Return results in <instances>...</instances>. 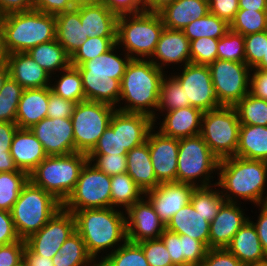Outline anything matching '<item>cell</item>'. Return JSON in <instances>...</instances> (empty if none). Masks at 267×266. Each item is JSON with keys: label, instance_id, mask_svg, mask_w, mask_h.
<instances>
[{"label": "cell", "instance_id": "603a6c76", "mask_svg": "<svg viewBox=\"0 0 267 266\" xmlns=\"http://www.w3.org/2000/svg\"><path fill=\"white\" fill-rule=\"evenodd\" d=\"M164 113L158 129L163 135L181 139L200 134L203 115L200 109L189 106Z\"/></svg>", "mask_w": 267, "mask_h": 266}, {"label": "cell", "instance_id": "d6986e66", "mask_svg": "<svg viewBox=\"0 0 267 266\" xmlns=\"http://www.w3.org/2000/svg\"><path fill=\"white\" fill-rule=\"evenodd\" d=\"M241 204L225 201L215 219L210 223L209 249H224L232 241L233 236L247 222ZM245 215V216H244Z\"/></svg>", "mask_w": 267, "mask_h": 266}, {"label": "cell", "instance_id": "ffe728a7", "mask_svg": "<svg viewBox=\"0 0 267 266\" xmlns=\"http://www.w3.org/2000/svg\"><path fill=\"white\" fill-rule=\"evenodd\" d=\"M151 60L162 71L171 64L185 66L191 63L190 41L182 30L164 28Z\"/></svg>", "mask_w": 267, "mask_h": 266}, {"label": "cell", "instance_id": "2644e50d", "mask_svg": "<svg viewBox=\"0 0 267 266\" xmlns=\"http://www.w3.org/2000/svg\"><path fill=\"white\" fill-rule=\"evenodd\" d=\"M24 266H55L52 258L41 256L40 254L33 253L26 245L23 250V262Z\"/></svg>", "mask_w": 267, "mask_h": 266}, {"label": "cell", "instance_id": "f1b7e54d", "mask_svg": "<svg viewBox=\"0 0 267 266\" xmlns=\"http://www.w3.org/2000/svg\"><path fill=\"white\" fill-rule=\"evenodd\" d=\"M156 126L153 119L141 113L118 110V134L121 146L130 151L146 142L150 130Z\"/></svg>", "mask_w": 267, "mask_h": 266}, {"label": "cell", "instance_id": "f35d334b", "mask_svg": "<svg viewBox=\"0 0 267 266\" xmlns=\"http://www.w3.org/2000/svg\"><path fill=\"white\" fill-rule=\"evenodd\" d=\"M214 186L216 187V185H213V187H196L190 197L193 208L209 223H212L220 207L226 201L220 188L216 189Z\"/></svg>", "mask_w": 267, "mask_h": 266}, {"label": "cell", "instance_id": "1f68e13d", "mask_svg": "<svg viewBox=\"0 0 267 266\" xmlns=\"http://www.w3.org/2000/svg\"><path fill=\"white\" fill-rule=\"evenodd\" d=\"M119 49L121 48L115 44L107 52L92 60L83 62L81 65L76 66V68L79 70L80 74L108 76L121 82L122 77L125 74L126 67L131 61V57L125 52L123 53L124 58L119 56L117 54Z\"/></svg>", "mask_w": 267, "mask_h": 266}, {"label": "cell", "instance_id": "b9fcfbb0", "mask_svg": "<svg viewBox=\"0 0 267 266\" xmlns=\"http://www.w3.org/2000/svg\"><path fill=\"white\" fill-rule=\"evenodd\" d=\"M254 68L267 70V50H266V54H264L262 60Z\"/></svg>", "mask_w": 267, "mask_h": 266}, {"label": "cell", "instance_id": "4fadbf2b", "mask_svg": "<svg viewBox=\"0 0 267 266\" xmlns=\"http://www.w3.org/2000/svg\"><path fill=\"white\" fill-rule=\"evenodd\" d=\"M75 231L73 213L61 208L38 232L30 235L25 243L33 253L52 258Z\"/></svg>", "mask_w": 267, "mask_h": 266}, {"label": "cell", "instance_id": "7bdbcfd3", "mask_svg": "<svg viewBox=\"0 0 267 266\" xmlns=\"http://www.w3.org/2000/svg\"><path fill=\"white\" fill-rule=\"evenodd\" d=\"M100 257L107 266H149L142 247L128 240L114 252Z\"/></svg>", "mask_w": 267, "mask_h": 266}, {"label": "cell", "instance_id": "91938a15", "mask_svg": "<svg viewBox=\"0 0 267 266\" xmlns=\"http://www.w3.org/2000/svg\"><path fill=\"white\" fill-rule=\"evenodd\" d=\"M210 13L226 21L229 25L239 10L238 0H208Z\"/></svg>", "mask_w": 267, "mask_h": 266}, {"label": "cell", "instance_id": "8d00e7d4", "mask_svg": "<svg viewBox=\"0 0 267 266\" xmlns=\"http://www.w3.org/2000/svg\"><path fill=\"white\" fill-rule=\"evenodd\" d=\"M93 260L77 231L62 244L60 250L52 257L55 266H88Z\"/></svg>", "mask_w": 267, "mask_h": 266}, {"label": "cell", "instance_id": "09005b40", "mask_svg": "<svg viewBox=\"0 0 267 266\" xmlns=\"http://www.w3.org/2000/svg\"><path fill=\"white\" fill-rule=\"evenodd\" d=\"M5 59V53L3 50V38H2V25H1V19H0V60Z\"/></svg>", "mask_w": 267, "mask_h": 266}, {"label": "cell", "instance_id": "d590c367", "mask_svg": "<svg viewBox=\"0 0 267 266\" xmlns=\"http://www.w3.org/2000/svg\"><path fill=\"white\" fill-rule=\"evenodd\" d=\"M145 196L128 173L111 176V207L127 210Z\"/></svg>", "mask_w": 267, "mask_h": 266}, {"label": "cell", "instance_id": "7c38bea8", "mask_svg": "<svg viewBox=\"0 0 267 266\" xmlns=\"http://www.w3.org/2000/svg\"><path fill=\"white\" fill-rule=\"evenodd\" d=\"M208 67L221 106H235L250 92L251 68L246 62L216 59Z\"/></svg>", "mask_w": 267, "mask_h": 266}, {"label": "cell", "instance_id": "ba28073f", "mask_svg": "<svg viewBox=\"0 0 267 266\" xmlns=\"http://www.w3.org/2000/svg\"><path fill=\"white\" fill-rule=\"evenodd\" d=\"M218 163L219 159L211 152L200 134L181 138L176 182L189 184L195 188L216 185V182L211 183V178H214L211 174L218 172Z\"/></svg>", "mask_w": 267, "mask_h": 266}, {"label": "cell", "instance_id": "9a60e30c", "mask_svg": "<svg viewBox=\"0 0 267 266\" xmlns=\"http://www.w3.org/2000/svg\"><path fill=\"white\" fill-rule=\"evenodd\" d=\"M42 143L48 156L75 153L71 118H48L29 128Z\"/></svg>", "mask_w": 267, "mask_h": 266}, {"label": "cell", "instance_id": "277c9868", "mask_svg": "<svg viewBox=\"0 0 267 266\" xmlns=\"http://www.w3.org/2000/svg\"><path fill=\"white\" fill-rule=\"evenodd\" d=\"M0 19L5 55L27 52L32 47L56 39L55 15L33 9Z\"/></svg>", "mask_w": 267, "mask_h": 266}, {"label": "cell", "instance_id": "680465c9", "mask_svg": "<svg viewBox=\"0 0 267 266\" xmlns=\"http://www.w3.org/2000/svg\"><path fill=\"white\" fill-rule=\"evenodd\" d=\"M201 266H244L232 253L226 248L209 249Z\"/></svg>", "mask_w": 267, "mask_h": 266}, {"label": "cell", "instance_id": "6da1fadb", "mask_svg": "<svg viewBox=\"0 0 267 266\" xmlns=\"http://www.w3.org/2000/svg\"><path fill=\"white\" fill-rule=\"evenodd\" d=\"M218 171L216 186L222 189L221 194L226 201H250L257 208L267 203V161L227 157L219 160Z\"/></svg>", "mask_w": 267, "mask_h": 266}, {"label": "cell", "instance_id": "52a82bcc", "mask_svg": "<svg viewBox=\"0 0 267 266\" xmlns=\"http://www.w3.org/2000/svg\"><path fill=\"white\" fill-rule=\"evenodd\" d=\"M61 208L62 203L51 193L29 180L11 210L20 239L26 240L38 232Z\"/></svg>", "mask_w": 267, "mask_h": 266}, {"label": "cell", "instance_id": "db71d44e", "mask_svg": "<svg viewBox=\"0 0 267 266\" xmlns=\"http://www.w3.org/2000/svg\"><path fill=\"white\" fill-rule=\"evenodd\" d=\"M88 161L109 176L127 171L126 155L88 154Z\"/></svg>", "mask_w": 267, "mask_h": 266}, {"label": "cell", "instance_id": "f6af8a7d", "mask_svg": "<svg viewBox=\"0 0 267 266\" xmlns=\"http://www.w3.org/2000/svg\"><path fill=\"white\" fill-rule=\"evenodd\" d=\"M24 88L10 76L0 90V122L15 123L17 107Z\"/></svg>", "mask_w": 267, "mask_h": 266}, {"label": "cell", "instance_id": "681fc988", "mask_svg": "<svg viewBox=\"0 0 267 266\" xmlns=\"http://www.w3.org/2000/svg\"><path fill=\"white\" fill-rule=\"evenodd\" d=\"M245 39L240 33L229 30L218 39L217 59L245 62Z\"/></svg>", "mask_w": 267, "mask_h": 266}, {"label": "cell", "instance_id": "6125c7cd", "mask_svg": "<svg viewBox=\"0 0 267 266\" xmlns=\"http://www.w3.org/2000/svg\"><path fill=\"white\" fill-rule=\"evenodd\" d=\"M21 240L17 234L11 212L0 210V246Z\"/></svg>", "mask_w": 267, "mask_h": 266}, {"label": "cell", "instance_id": "4dcf8cb0", "mask_svg": "<svg viewBox=\"0 0 267 266\" xmlns=\"http://www.w3.org/2000/svg\"><path fill=\"white\" fill-rule=\"evenodd\" d=\"M55 18L56 40L71 57L79 46L88 39L80 20V12L75 7L72 10L55 15Z\"/></svg>", "mask_w": 267, "mask_h": 266}, {"label": "cell", "instance_id": "c3c4849f", "mask_svg": "<svg viewBox=\"0 0 267 266\" xmlns=\"http://www.w3.org/2000/svg\"><path fill=\"white\" fill-rule=\"evenodd\" d=\"M127 152L126 148L121 146L119 140L118 110L116 109L111 117L109 126L89 154L127 155Z\"/></svg>", "mask_w": 267, "mask_h": 266}, {"label": "cell", "instance_id": "ab89813d", "mask_svg": "<svg viewBox=\"0 0 267 266\" xmlns=\"http://www.w3.org/2000/svg\"><path fill=\"white\" fill-rule=\"evenodd\" d=\"M190 102L186 100V94L183 86L172 75H164L159 92V102L156 112L163 113L179 108L189 107Z\"/></svg>", "mask_w": 267, "mask_h": 266}, {"label": "cell", "instance_id": "94428289", "mask_svg": "<svg viewBox=\"0 0 267 266\" xmlns=\"http://www.w3.org/2000/svg\"><path fill=\"white\" fill-rule=\"evenodd\" d=\"M164 242L169 256L172 260V263L175 266H190L183 258L180 248V235L174 232H171L167 229L164 230L160 236Z\"/></svg>", "mask_w": 267, "mask_h": 266}, {"label": "cell", "instance_id": "836d02e7", "mask_svg": "<svg viewBox=\"0 0 267 266\" xmlns=\"http://www.w3.org/2000/svg\"><path fill=\"white\" fill-rule=\"evenodd\" d=\"M86 100L103 102L114 107L120 100V81L108 76L80 74Z\"/></svg>", "mask_w": 267, "mask_h": 266}, {"label": "cell", "instance_id": "ac0fdd59", "mask_svg": "<svg viewBox=\"0 0 267 266\" xmlns=\"http://www.w3.org/2000/svg\"><path fill=\"white\" fill-rule=\"evenodd\" d=\"M194 186L184 183H161L155 189L145 193L160 220L167 225L170 219L182 207L190 202Z\"/></svg>", "mask_w": 267, "mask_h": 266}, {"label": "cell", "instance_id": "5bb4252c", "mask_svg": "<svg viewBox=\"0 0 267 266\" xmlns=\"http://www.w3.org/2000/svg\"><path fill=\"white\" fill-rule=\"evenodd\" d=\"M182 72H175L174 77L183 86L186 100H189L192 107L206 112L220 107L216 97L211 73L208 65L186 64L180 67Z\"/></svg>", "mask_w": 267, "mask_h": 266}, {"label": "cell", "instance_id": "e0dca14e", "mask_svg": "<svg viewBox=\"0 0 267 266\" xmlns=\"http://www.w3.org/2000/svg\"><path fill=\"white\" fill-rule=\"evenodd\" d=\"M152 128L147 137L150 159L160 183L176 182L179 139Z\"/></svg>", "mask_w": 267, "mask_h": 266}, {"label": "cell", "instance_id": "d4e9b609", "mask_svg": "<svg viewBox=\"0 0 267 266\" xmlns=\"http://www.w3.org/2000/svg\"><path fill=\"white\" fill-rule=\"evenodd\" d=\"M209 12L208 0H174L158 14L165 28L182 30L193 20L202 18Z\"/></svg>", "mask_w": 267, "mask_h": 266}, {"label": "cell", "instance_id": "753ad0ef", "mask_svg": "<svg viewBox=\"0 0 267 266\" xmlns=\"http://www.w3.org/2000/svg\"><path fill=\"white\" fill-rule=\"evenodd\" d=\"M239 9L267 11V0H238Z\"/></svg>", "mask_w": 267, "mask_h": 266}, {"label": "cell", "instance_id": "30bf717a", "mask_svg": "<svg viewBox=\"0 0 267 266\" xmlns=\"http://www.w3.org/2000/svg\"><path fill=\"white\" fill-rule=\"evenodd\" d=\"M116 107L103 102L85 100L77 103L71 122L75 152L89 154L109 126Z\"/></svg>", "mask_w": 267, "mask_h": 266}, {"label": "cell", "instance_id": "8992f818", "mask_svg": "<svg viewBox=\"0 0 267 266\" xmlns=\"http://www.w3.org/2000/svg\"><path fill=\"white\" fill-rule=\"evenodd\" d=\"M87 161V154L80 152L47 156L29 174V180L63 203L73 191Z\"/></svg>", "mask_w": 267, "mask_h": 266}, {"label": "cell", "instance_id": "be15d7a7", "mask_svg": "<svg viewBox=\"0 0 267 266\" xmlns=\"http://www.w3.org/2000/svg\"><path fill=\"white\" fill-rule=\"evenodd\" d=\"M33 8L43 13L57 15L72 10L75 5L71 0H33Z\"/></svg>", "mask_w": 267, "mask_h": 266}, {"label": "cell", "instance_id": "60d3db41", "mask_svg": "<svg viewBox=\"0 0 267 266\" xmlns=\"http://www.w3.org/2000/svg\"><path fill=\"white\" fill-rule=\"evenodd\" d=\"M229 30L230 25L226 21L210 12L202 18L193 20L182 29L184 35L189 39V41L201 37L219 39Z\"/></svg>", "mask_w": 267, "mask_h": 266}, {"label": "cell", "instance_id": "003e7915", "mask_svg": "<svg viewBox=\"0 0 267 266\" xmlns=\"http://www.w3.org/2000/svg\"><path fill=\"white\" fill-rule=\"evenodd\" d=\"M33 9V0H0V17Z\"/></svg>", "mask_w": 267, "mask_h": 266}, {"label": "cell", "instance_id": "9f6ffc18", "mask_svg": "<svg viewBox=\"0 0 267 266\" xmlns=\"http://www.w3.org/2000/svg\"><path fill=\"white\" fill-rule=\"evenodd\" d=\"M77 103L55 95L49 87L48 118H71Z\"/></svg>", "mask_w": 267, "mask_h": 266}, {"label": "cell", "instance_id": "2e32d148", "mask_svg": "<svg viewBox=\"0 0 267 266\" xmlns=\"http://www.w3.org/2000/svg\"><path fill=\"white\" fill-rule=\"evenodd\" d=\"M125 216L126 235L130 242L158 239L166 229V225L145 196L129 207Z\"/></svg>", "mask_w": 267, "mask_h": 266}, {"label": "cell", "instance_id": "4316f807", "mask_svg": "<svg viewBox=\"0 0 267 266\" xmlns=\"http://www.w3.org/2000/svg\"><path fill=\"white\" fill-rule=\"evenodd\" d=\"M48 102L49 87L24 89L16 113L18 128H31L47 117Z\"/></svg>", "mask_w": 267, "mask_h": 266}, {"label": "cell", "instance_id": "484cf974", "mask_svg": "<svg viewBox=\"0 0 267 266\" xmlns=\"http://www.w3.org/2000/svg\"><path fill=\"white\" fill-rule=\"evenodd\" d=\"M226 249L244 266L267 259V255L261 246L260 239L251 219H248L233 236L232 241Z\"/></svg>", "mask_w": 267, "mask_h": 266}, {"label": "cell", "instance_id": "6f0895ef", "mask_svg": "<svg viewBox=\"0 0 267 266\" xmlns=\"http://www.w3.org/2000/svg\"><path fill=\"white\" fill-rule=\"evenodd\" d=\"M25 240L0 246V266H20L23 262Z\"/></svg>", "mask_w": 267, "mask_h": 266}, {"label": "cell", "instance_id": "8c879c8a", "mask_svg": "<svg viewBox=\"0 0 267 266\" xmlns=\"http://www.w3.org/2000/svg\"><path fill=\"white\" fill-rule=\"evenodd\" d=\"M19 170L12 158L10 151H0V172H15Z\"/></svg>", "mask_w": 267, "mask_h": 266}, {"label": "cell", "instance_id": "83f0119b", "mask_svg": "<svg viewBox=\"0 0 267 266\" xmlns=\"http://www.w3.org/2000/svg\"><path fill=\"white\" fill-rule=\"evenodd\" d=\"M166 229L201 241L209 248L210 223L196 212L190 202L174 214Z\"/></svg>", "mask_w": 267, "mask_h": 266}, {"label": "cell", "instance_id": "ee69618b", "mask_svg": "<svg viewBox=\"0 0 267 266\" xmlns=\"http://www.w3.org/2000/svg\"><path fill=\"white\" fill-rule=\"evenodd\" d=\"M240 124L267 126V101L248 93L235 106Z\"/></svg>", "mask_w": 267, "mask_h": 266}, {"label": "cell", "instance_id": "67dfc351", "mask_svg": "<svg viewBox=\"0 0 267 266\" xmlns=\"http://www.w3.org/2000/svg\"><path fill=\"white\" fill-rule=\"evenodd\" d=\"M143 7L145 6L146 0H137Z\"/></svg>", "mask_w": 267, "mask_h": 266}, {"label": "cell", "instance_id": "5b68a950", "mask_svg": "<svg viewBox=\"0 0 267 266\" xmlns=\"http://www.w3.org/2000/svg\"><path fill=\"white\" fill-rule=\"evenodd\" d=\"M158 13L142 11L117 18L116 44L131 59L149 60L164 30ZM125 49V50H124Z\"/></svg>", "mask_w": 267, "mask_h": 266}, {"label": "cell", "instance_id": "03108f58", "mask_svg": "<svg viewBox=\"0 0 267 266\" xmlns=\"http://www.w3.org/2000/svg\"><path fill=\"white\" fill-rule=\"evenodd\" d=\"M101 3L117 15L144 11V7L137 0H101Z\"/></svg>", "mask_w": 267, "mask_h": 266}, {"label": "cell", "instance_id": "9c48e42d", "mask_svg": "<svg viewBox=\"0 0 267 266\" xmlns=\"http://www.w3.org/2000/svg\"><path fill=\"white\" fill-rule=\"evenodd\" d=\"M240 121L234 106H220L203 112L200 135L219 159L235 156Z\"/></svg>", "mask_w": 267, "mask_h": 266}, {"label": "cell", "instance_id": "a7ac6f4b", "mask_svg": "<svg viewBox=\"0 0 267 266\" xmlns=\"http://www.w3.org/2000/svg\"><path fill=\"white\" fill-rule=\"evenodd\" d=\"M260 214L256 222L251 221L260 239L261 246L267 255V203L259 205Z\"/></svg>", "mask_w": 267, "mask_h": 266}, {"label": "cell", "instance_id": "3957f363", "mask_svg": "<svg viewBox=\"0 0 267 266\" xmlns=\"http://www.w3.org/2000/svg\"><path fill=\"white\" fill-rule=\"evenodd\" d=\"M69 212L73 213L75 229L94 260H100L98 254L109 251V248L112 249L109 253L114 252L127 240L126 216L123 210L107 207Z\"/></svg>", "mask_w": 267, "mask_h": 266}, {"label": "cell", "instance_id": "816d5d0a", "mask_svg": "<svg viewBox=\"0 0 267 266\" xmlns=\"http://www.w3.org/2000/svg\"><path fill=\"white\" fill-rule=\"evenodd\" d=\"M245 62L250 68H254L266 54L267 31H262L244 36Z\"/></svg>", "mask_w": 267, "mask_h": 266}, {"label": "cell", "instance_id": "f5cc1de1", "mask_svg": "<svg viewBox=\"0 0 267 266\" xmlns=\"http://www.w3.org/2000/svg\"><path fill=\"white\" fill-rule=\"evenodd\" d=\"M144 251L149 266H175L161 238L138 242Z\"/></svg>", "mask_w": 267, "mask_h": 266}, {"label": "cell", "instance_id": "7dc6e473", "mask_svg": "<svg viewBox=\"0 0 267 266\" xmlns=\"http://www.w3.org/2000/svg\"><path fill=\"white\" fill-rule=\"evenodd\" d=\"M116 44V37H88V39L70 57L71 66H79L83 62L107 52Z\"/></svg>", "mask_w": 267, "mask_h": 266}, {"label": "cell", "instance_id": "8fae6325", "mask_svg": "<svg viewBox=\"0 0 267 266\" xmlns=\"http://www.w3.org/2000/svg\"><path fill=\"white\" fill-rule=\"evenodd\" d=\"M107 207H111V176L87 161L73 191L62 203V208L78 211Z\"/></svg>", "mask_w": 267, "mask_h": 266}, {"label": "cell", "instance_id": "cb8c5ba5", "mask_svg": "<svg viewBox=\"0 0 267 266\" xmlns=\"http://www.w3.org/2000/svg\"><path fill=\"white\" fill-rule=\"evenodd\" d=\"M80 20L88 37H116L118 15L105 4L79 5Z\"/></svg>", "mask_w": 267, "mask_h": 266}, {"label": "cell", "instance_id": "deb4b68c", "mask_svg": "<svg viewBox=\"0 0 267 266\" xmlns=\"http://www.w3.org/2000/svg\"><path fill=\"white\" fill-rule=\"evenodd\" d=\"M247 266H267V259L265 261H261V262H256L254 264H250Z\"/></svg>", "mask_w": 267, "mask_h": 266}, {"label": "cell", "instance_id": "74e56055", "mask_svg": "<svg viewBox=\"0 0 267 266\" xmlns=\"http://www.w3.org/2000/svg\"><path fill=\"white\" fill-rule=\"evenodd\" d=\"M59 75H61L60 78ZM54 77H58V79L56 78L54 83L51 82L50 89L55 95L76 103L86 100L82 78L76 67L70 65Z\"/></svg>", "mask_w": 267, "mask_h": 266}, {"label": "cell", "instance_id": "7a4b0ae2", "mask_svg": "<svg viewBox=\"0 0 267 266\" xmlns=\"http://www.w3.org/2000/svg\"><path fill=\"white\" fill-rule=\"evenodd\" d=\"M162 71L151 60L131 59L120 82V105L117 110L148 115L155 122L159 119L155 111L159 102ZM121 101H125L121 107ZM157 118V119H156Z\"/></svg>", "mask_w": 267, "mask_h": 266}, {"label": "cell", "instance_id": "11a10c76", "mask_svg": "<svg viewBox=\"0 0 267 266\" xmlns=\"http://www.w3.org/2000/svg\"><path fill=\"white\" fill-rule=\"evenodd\" d=\"M180 248L184 260L190 266H201L209 248L201 241L180 235Z\"/></svg>", "mask_w": 267, "mask_h": 266}, {"label": "cell", "instance_id": "7402d4cb", "mask_svg": "<svg viewBox=\"0 0 267 266\" xmlns=\"http://www.w3.org/2000/svg\"><path fill=\"white\" fill-rule=\"evenodd\" d=\"M10 154L19 170L30 174L48 155L42 143L29 128H18L11 143Z\"/></svg>", "mask_w": 267, "mask_h": 266}, {"label": "cell", "instance_id": "f546056e", "mask_svg": "<svg viewBox=\"0 0 267 266\" xmlns=\"http://www.w3.org/2000/svg\"><path fill=\"white\" fill-rule=\"evenodd\" d=\"M126 162V173H128L144 193L155 189L161 184L154 173L147 141L128 151Z\"/></svg>", "mask_w": 267, "mask_h": 266}, {"label": "cell", "instance_id": "89a4df30", "mask_svg": "<svg viewBox=\"0 0 267 266\" xmlns=\"http://www.w3.org/2000/svg\"><path fill=\"white\" fill-rule=\"evenodd\" d=\"M18 126L16 123L0 122V151H10L13 137Z\"/></svg>", "mask_w": 267, "mask_h": 266}, {"label": "cell", "instance_id": "44dd1931", "mask_svg": "<svg viewBox=\"0 0 267 266\" xmlns=\"http://www.w3.org/2000/svg\"><path fill=\"white\" fill-rule=\"evenodd\" d=\"M9 76L24 89L50 87L51 76L26 52L5 55Z\"/></svg>", "mask_w": 267, "mask_h": 266}, {"label": "cell", "instance_id": "d6a6232c", "mask_svg": "<svg viewBox=\"0 0 267 266\" xmlns=\"http://www.w3.org/2000/svg\"><path fill=\"white\" fill-rule=\"evenodd\" d=\"M235 156L267 161V126L240 124Z\"/></svg>", "mask_w": 267, "mask_h": 266}, {"label": "cell", "instance_id": "11e5206c", "mask_svg": "<svg viewBox=\"0 0 267 266\" xmlns=\"http://www.w3.org/2000/svg\"><path fill=\"white\" fill-rule=\"evenodd\" d=\"M9 77V67L5 59L0 60V90L3 86V83Z\"/></svg>", "mask_w": 267, "mask_h": 266}, {"label": "cell", "instance_id": "e575fe53", "mask_svg": "<svg viewBox=\"0 0 267 266\" xmlns=\"http://www.w3.org/2000/svg\"><path fill=\"white\" fill-rule=\"evenodd\" d=\"M26 53L50 74L51 81L52 75L71 65L70 56L56 39L32 47Z\"/></svg>", "mask_w": 267, "mask_h": 266}, {"label": "cell", "instance_id": "979ff035", "mask_svg": "<svg viewBox=\"0 0 267 266\" xmlns=\"http://www.w3.org/2000/svg\"><path fill=\"white\" fill-rule=\"evenodd\" d=\"M88 266H107V265L104 263L103 260H93Z\"/></svg>", "mask_w": 267, "mask_h": 266}, {"label": "cell", "instance_id": "2a66077c", "mask_svg": "<svg viewBox=\"0 0 267 266\" xmlns=\"http://www.w3.org/2000/svg\"><path fill=\"white\" fill-rule=\"evenodd\" d=\"M71 1L75 5V7L79 5L97 4L101 2V0H71Z\"/></svg>", "mask_w": 267, "mask_h": 266}, {"label": "cell", "instance_id": "b9f144b4", "mask_svg": "<svg viewBox=\"0 0 267 266\" xmlns=\"http://www.w3.org/2000/svg\"><path fill=\"white\" fill-rule=\"evenodd\" d=\"M28 181L29 174L25 171L0 172V210L11 212Z\"/></svg>", "mask_w": 267, "mask_h": 266}, {"label": "cell", "instance_id": "34e18365", "mask_svg": "<svg viewBox=\"0 0 267 266\" xmlns=\"http://www.w3.org/2000/svg\"><path fill=\"white\" fill-rule=\"evenodd\" d=\"M174 0H146L144 11L158 13Z\"/></svg>", "mask_w": 267, "mask_h": 266}, {"label": "cell", "instance_id": "bcb514c9", "mask_svg": "<svg viewBox=\"0 0 267 266\" xmlns=\"http://www.w3.org/2000/svg\"><path fill=\"white\" fill-rule=\"evenodd\" d=\"M230 30L243 36L267 31V11L239 9L230 23Z\"/></svg>", "mask_w": 267, "mask_h": 266}, {"label": "cell", "instance_id": "f907efd6", "mask_svg": "<svg viewBox=\"0 0 267 266\" xmlns=\"http://www.w3.org/2000/svg\"><path fill=\"white\" fill-rule=\"evenodd\" d=\"M218 39L201 37L190 41V58L192 64L209 65L217 59Z\"/></svg>", "mask_w": 267, "mask_h": 266}, {"label": "cell", "instance_id": "e7e4bbea", "mask_svg": "<svg viewBox=\"0 0 267 266\" xmlns=\"http://www.w3.org/2000/svg\"><path fill=\"white\" fill-rule=\"evenodd\" d=\"M249 93L267 101V70L251 68Z\"/></svg>", "mask_w": 267, "mask_h": 266}]
</instances>
